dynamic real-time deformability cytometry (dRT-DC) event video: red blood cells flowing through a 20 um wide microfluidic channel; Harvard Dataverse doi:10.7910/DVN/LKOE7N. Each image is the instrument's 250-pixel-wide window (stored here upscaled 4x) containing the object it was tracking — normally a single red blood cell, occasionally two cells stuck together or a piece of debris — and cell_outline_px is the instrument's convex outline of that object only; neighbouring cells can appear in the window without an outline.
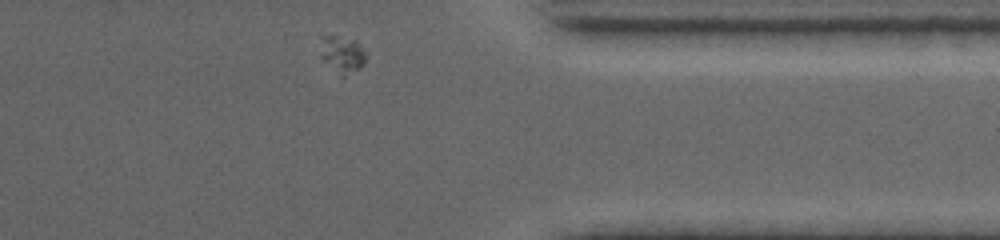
{"species": "common noctule bat (a hibernating species)", "species_latin": "Nyctalus noctula", "temperature_condition": "warm", "stored_images_in_passage": 25, "camera_frame_rate_fps": 4500, "um_per_image_px": 0.085, "animal": {"sex": "female", "body_mass_g": 19.0, "forearm_length_mm": 53.3}, "frame": {"image": 1, "passage_image": 25, "time_ms": 10.444, "image_size_px": [1000, 240], "cell_outline_px": [[364, 64], [360, 68], [344, 76], [340, 76], [320, 60], [320, 36], [336, 36], [356, 40], [364, 48]], "centroid_in_image_um": [29.03, 4.62], "position_along_channel_um": 382.4, "area_um2": 10.06}}